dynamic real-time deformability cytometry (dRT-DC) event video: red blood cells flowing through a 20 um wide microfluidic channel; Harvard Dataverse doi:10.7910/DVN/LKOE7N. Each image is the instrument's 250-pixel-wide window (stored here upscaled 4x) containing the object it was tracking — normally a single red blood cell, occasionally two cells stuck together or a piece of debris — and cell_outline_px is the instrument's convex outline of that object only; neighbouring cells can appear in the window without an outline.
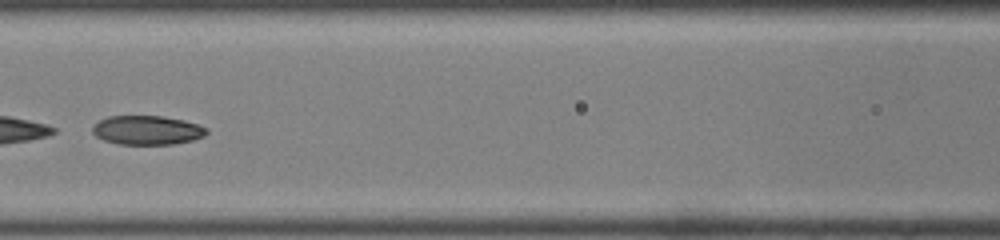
{"species": "common noctule bat (a hibernating species)", "species_latin": "Nyctalus noctula", "temperature_condition": "room temperature", "stored_images_in_passage": 33, "camera_frame_rate_fps": 3000, "um_per_image_px": 0.085, "animal": {"sex": "male", "body_mass_g": 19.0, "forearm_length_mm": 50.8}, "frame": {"image": 1, "passage_image": 10, "time_ms": 3.0, "image_size_px": [1000, 240], "cell_outline_px": [[208, 132], [204, 136], [192, 140], [172, 144], [120, 144], [104, 140], [96, 136], [92, 132], [92, 128], [100, 120], [108, 116], [160, 116], [184, 120], [208, 128]], "centroid_in_image_um": [12.51, 11.06], "position_along_channel_um": 154.1, "area_um2": 19.19}}
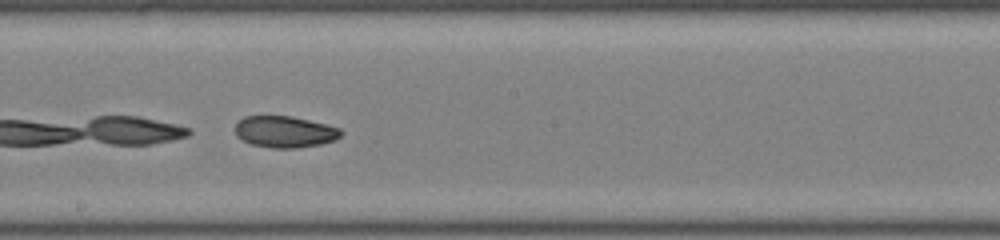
{"frame": {"image": 2, "passage_image": 15, "time_ms": 4.667, "image_size_px": [1000, 240], "cell_outline_px": [[344, 132], [336, 140], [320, 144], [296, 148], [272, 148], [252, 144], [240, 140], [236, 136], [236, 124], [244, 116], [292, 116], [340, 128]], "centroid_in_image_um": [24.2, 11.21], "position_along_channel_um": 224.0, "area_um2": 19.42}, "authors_computed_cell_mechanics": {"area_um2": 19.1896, "velocity_mm_per_s": 4.2128, "shape_relaxation_time_tau1_ms": null, "shape_relaxation_time_tau2_ms": 2.4325, "deformation_change_tau1": null, "deformation_change_tau2": 0.0569}}